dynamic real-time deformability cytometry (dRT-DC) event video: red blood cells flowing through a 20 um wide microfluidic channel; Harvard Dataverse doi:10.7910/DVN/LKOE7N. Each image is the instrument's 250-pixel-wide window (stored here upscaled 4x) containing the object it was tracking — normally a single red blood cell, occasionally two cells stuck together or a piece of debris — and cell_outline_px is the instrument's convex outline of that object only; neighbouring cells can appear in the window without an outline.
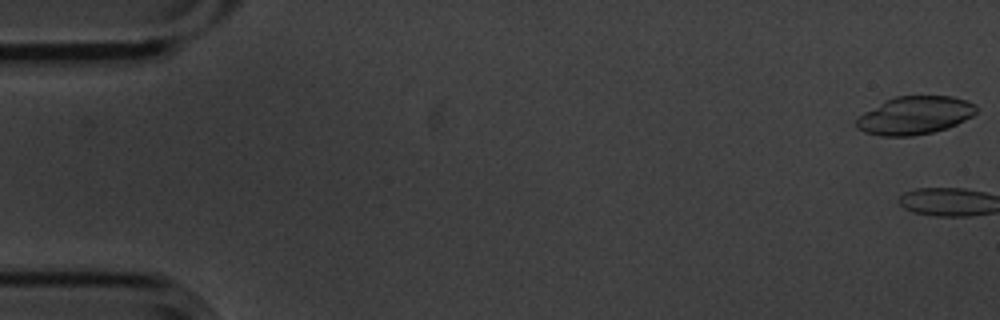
{"species": "common noctule bat (a hibernating species)", "species_latin": "Nyctalus noctula", "temperature_condition": "cold", "stored_images_in_passage": 8, "camera_frame_rate_fps": 3000, "um_per_image_px": 0.085, "animal": {"sex": "male", "body_mass_g": 20.1, "forearm_length_mm": 53.5}, "frame": {"image": 1, "passage_image": 1, "time_ms": 0.0, "image_size_px": [1000, 320], "cell_outline_px": [[976, 112], [972, 116], [948, 128], [932, 132], [912, 136], [880, 136], [864, 132], [856, 128], [856, 120], [864, 112], [884, 100], [896, 96], [952, 96], [968, 100], [976, 104]], "centroid_in_image_um": [77.75, 9.8], "position_along_channel_um": 7.2, "area_um2": 26.7}}
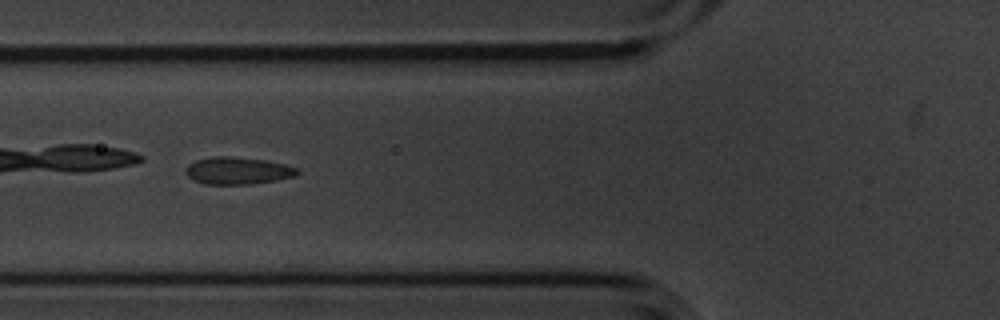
{"frame": {"image": 2, "passage_image": 7, "time_ms": 2.0, "image_size_px": [1000, 320], "cell_outline_px": [[300, 172], [296, 176], [276, 180], [252, 184], [204, 184], [192, 180], [184, 172], [184, 168], [188, 164], [196, 160], [212, 156], [228, 156], [268, 160], [300, 168]], "centroid_in_image_um": [20.2, 14.5], "position_along_channel_um": 105.6, "area_um2": 18.03}}
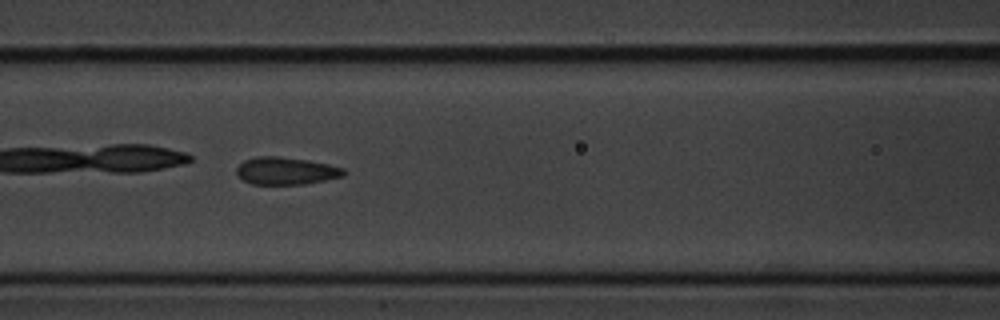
{"frame": {"image": 3, "passage_image": 8, "time_ms": 2.333, "image_size_px": [1000, 320], "cell_outline_px": [[348, 172], [344, 176], [304, 184], [252, 184], [236, 176], [236, 168], [244, 160], [256, 156], [276, 156], [308, 160], [328, 164], [344, 168]], "centroid_in_image_um": [24.31, 14.52], "position_along_channel_um": 142.3, "area_um2": 17.22}}